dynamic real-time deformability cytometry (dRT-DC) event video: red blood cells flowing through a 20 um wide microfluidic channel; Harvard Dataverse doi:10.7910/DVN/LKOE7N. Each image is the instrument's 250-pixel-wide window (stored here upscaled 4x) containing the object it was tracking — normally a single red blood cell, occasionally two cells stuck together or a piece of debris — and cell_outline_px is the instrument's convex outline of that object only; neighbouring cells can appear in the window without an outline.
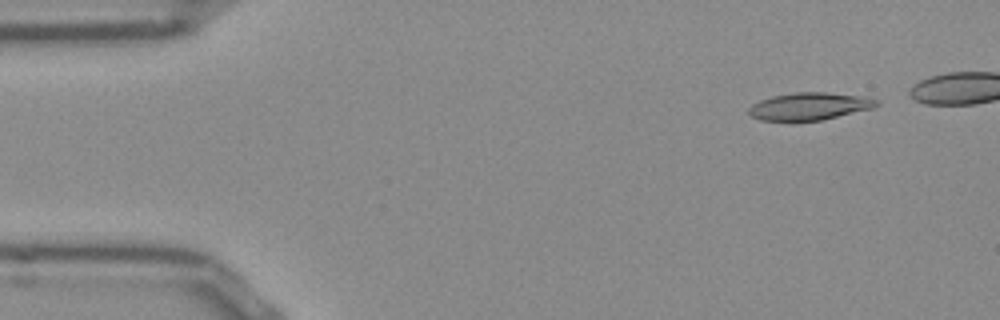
{"species": "Egyptian fruit bat (a non-hibernating species)", "species_latin": "Rousettus aegyptiacus", "temperature_condition": "room temperature", "stored_images_in_passage": 10, "camera_frame_rate_fps": 3000, "um_per_image_px": 0.085, "frame": {"image": 1, "passage_image": 2, "time_ms": 0.333, "image_size_px": [1000, 320], "cell_outline_px": [[880, 104], [872, 108], [820, 120], [760, 120], [752, 116], [748, 112], [748, 108], [752, 104], [760, 100], [772, 96], [796, 92], [824, 92], [868, 96], [880, 100]], "centroid_in_image_um": [68.84, 9.01], "position_along_channel_um": 16.2, "area_um2": 20.35}}